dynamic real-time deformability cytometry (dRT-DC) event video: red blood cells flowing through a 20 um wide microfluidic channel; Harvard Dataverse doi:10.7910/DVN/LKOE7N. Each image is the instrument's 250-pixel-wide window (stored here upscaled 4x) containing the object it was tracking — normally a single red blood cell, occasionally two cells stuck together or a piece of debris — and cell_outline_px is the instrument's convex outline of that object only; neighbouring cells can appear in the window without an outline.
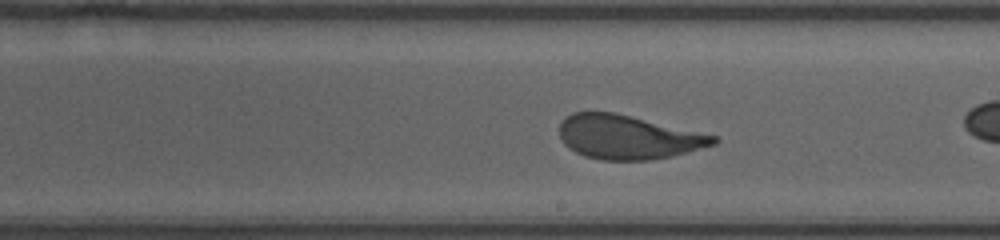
{"species": "human", "species_latin": "Homo sapiens", "temperature_condition": "room temperature", "stored_images_in_passage": 50, "camera_frame_rate_fps": 3000, "um_per_image_px": 0.085, "donor": {"sex": "female"}, "frame": {"image": 1, "passage_image": 32, "time_ms": 7.0, "image_size_px": [1000, 240], "cell_outline_px": [[720, 140], [716, 144], [672, 156], [648, 160], [600, 160], [584, 156], [568, 148], [564, 144], [560, 136], [560, 124], [572, 112], [612, 112], [720, 136]], "centroid_in_image_um": [53.41, 11.66], "position_along_channel_um": 235.6, "area_um2": 39.42}}